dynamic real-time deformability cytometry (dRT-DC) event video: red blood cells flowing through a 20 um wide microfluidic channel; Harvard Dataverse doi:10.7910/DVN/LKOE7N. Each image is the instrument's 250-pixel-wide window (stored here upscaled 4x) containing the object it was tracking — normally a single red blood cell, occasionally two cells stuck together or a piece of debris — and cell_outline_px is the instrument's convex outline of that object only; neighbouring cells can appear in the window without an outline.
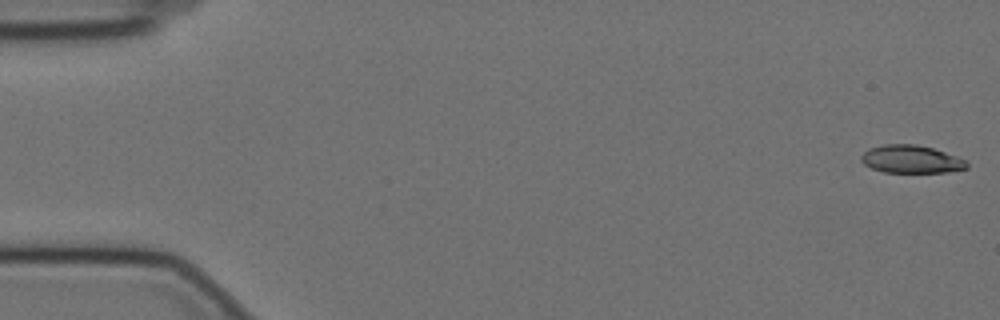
{"species": "Egyptian fruit bat (a non-hibernating species)", "species_latin": "Rousettus aegyptiacus", "temperature_condition": "cold", "stored_images_in_passage": 10, "camera_frame_rate_fps": 3000, "um_per_image_px": 0.085, "animal": {"sex": "female"}, "frame": {"image": 1, "passage_image": 1, "time_ms": 0.0, "image_size_px": [1000, 320], "cell_outline_px": [[968, 168], [948, 172], [884, 172], [872, 168], [864, 164], [860, 160], [860, 156], [868, 148], [884, 144], [916, 144], [932, 148], [968, 160]], "centroid_in_image_um": [77.45, 13.53], "position_along_channel_um": 7.6, "area_um2": 17.22}}